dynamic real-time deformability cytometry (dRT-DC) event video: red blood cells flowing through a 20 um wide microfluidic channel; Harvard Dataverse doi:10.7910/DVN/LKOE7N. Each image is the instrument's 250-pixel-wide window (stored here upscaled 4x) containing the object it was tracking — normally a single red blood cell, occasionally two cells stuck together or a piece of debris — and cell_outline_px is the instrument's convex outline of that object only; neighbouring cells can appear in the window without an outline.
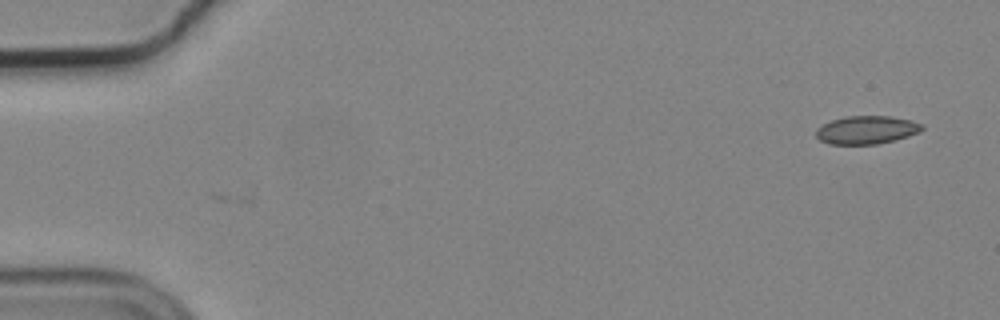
{"species": "common noctule bat (a hibernating species)", "species_latin": "Nyctalus noctula", "temperature_condition": "cold", "stored_images_in_passage": 2, "camera_frame_rate_fps": 3000, "um_per_image_px": 0.085, "animal": {"sex": "male", "body_mass_g": 19.2, "forearm_length_mm": 51.8}, "frame": {"image": 1, "passage_image": 2, "time_ms": 0.333, "image_size_px": [1000, 320], "cell_outline_px": [[924, 128], [920, 132], [896, 140], [876, 144], [828, 144], [820, 140], [816, 136], [816, 128], [832, 120], [844, 116], [892, 116], [912, 120], [924, 124]], "centroid_in_image_um": [73.69, 11.04], "position_along_channel_um": 11.3, "area_um2": 17.57}}